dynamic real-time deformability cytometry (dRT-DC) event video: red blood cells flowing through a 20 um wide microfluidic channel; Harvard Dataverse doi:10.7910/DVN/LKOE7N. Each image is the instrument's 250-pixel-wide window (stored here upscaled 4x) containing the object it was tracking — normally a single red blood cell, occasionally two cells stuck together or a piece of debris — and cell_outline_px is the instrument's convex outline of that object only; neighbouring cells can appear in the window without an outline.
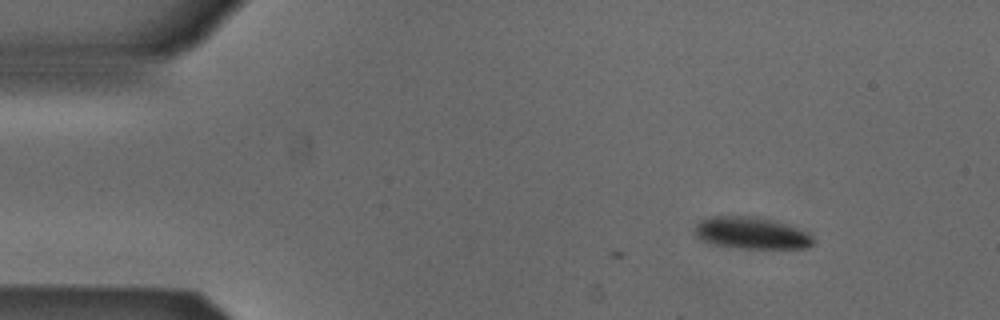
{"species": "Egyptian fruit bat (a non-hibernating species)", "species_latin": "Rousettus aegyptiacus", "temperature_condition": "cold", "stored_images_in_passage": 2, "camera_frame_rate_fps": 3000, "um_per_image_px": 0.085, "animal": {"sex": "male"}, "frame": {"image": 1, "passage_image": 2, "time_ms": 0.333, "image_size_px": [1000, 320], "cell_outline_px": [[816, 244], [808, 248], [740, 248], [712, 244], [700, 240], [692, 232], [696, 224], [700, 220], [712, 216], [756, 216], [800, 228], [808, 232], [816, 240]], "centroid_in_image_um": [63.88, 19.81], "position_along_channel_um": 21.1, "area_um2": 22.37}}